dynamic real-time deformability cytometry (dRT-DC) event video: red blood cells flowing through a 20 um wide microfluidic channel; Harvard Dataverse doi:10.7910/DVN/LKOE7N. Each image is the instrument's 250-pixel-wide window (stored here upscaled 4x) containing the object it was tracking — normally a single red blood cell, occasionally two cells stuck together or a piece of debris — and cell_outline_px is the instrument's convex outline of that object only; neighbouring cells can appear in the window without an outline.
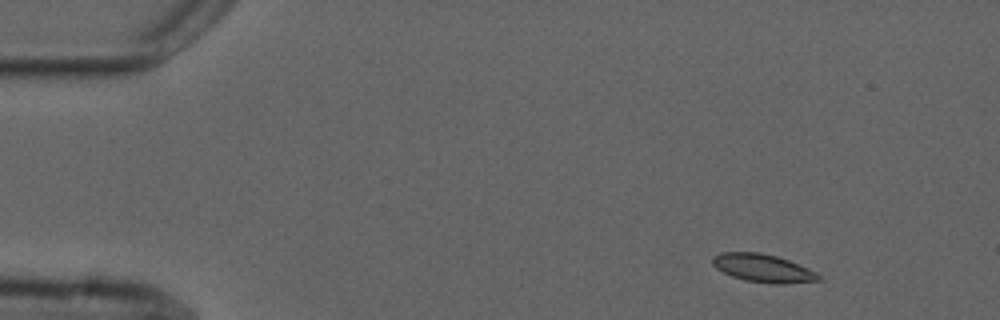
{"species": "common noctule bat (a hibernating species)", "species_latin": "Nyctalus noctula", "temperature_condition": "cold", "stored_images_in_passage": 5, "segment_of_instrument_passage": [1, 2], "camera_frame_rate_fps": 3000, "um_per_image_px": 0.085, "animal": {"sex": "male", "forearm_length_mm": 52.5}, "frame": {"image": 1, "passage_image": 1, "time_ms": 0.0, "image_size_px": [1000, 320], "cell_outline_px": [[824, 280], [784, 284], [772, 284], [744, 280], [732, 276], [716, 268], [712, 264], [712, 256], [720, 252], [760, 252], [776, 256], [788, 260], [808, 268], [824, 276]], "centroid_in_image_um": [64.89, 22.8], "position_along_channel_um": 20.1, "area_um2": 17.57}}